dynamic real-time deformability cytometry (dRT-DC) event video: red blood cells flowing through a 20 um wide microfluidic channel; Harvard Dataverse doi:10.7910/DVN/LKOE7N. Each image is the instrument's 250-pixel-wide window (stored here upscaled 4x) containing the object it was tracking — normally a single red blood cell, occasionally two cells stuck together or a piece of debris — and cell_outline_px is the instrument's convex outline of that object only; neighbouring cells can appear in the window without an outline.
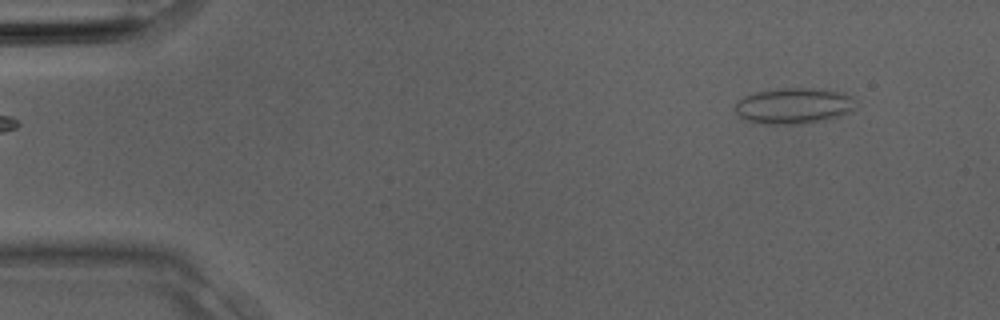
{"species": "Egyptian fruit bat (a non-hibernating species)", "species_latin": "Rousettus aegyptiacus", "temperature_condition": "room temperature", "stored_images_in_passage": 2, "camera_frame_rate_fps": 3000, "um_per_image_px": 0.085, "animal": {"sex": "male"}, "frame": {"image": 1, "passage_image": 2, "time_ms": 0.333, "image_size_px": [1000, 320], "cell_outline_px": [[852, 108], [848, 112], [824, 120], [796, 124], [764, 124], [748, 120], [740, 116], [736, 112], [736, 100], [744, 96], [756, 92], [776, 88], [824, 88], [844, 92], [848, 96]], "centroid_in_image_um": [67.39, 8.97], "position_along_channel_um": 17.6, "area_um2": 24.85}}